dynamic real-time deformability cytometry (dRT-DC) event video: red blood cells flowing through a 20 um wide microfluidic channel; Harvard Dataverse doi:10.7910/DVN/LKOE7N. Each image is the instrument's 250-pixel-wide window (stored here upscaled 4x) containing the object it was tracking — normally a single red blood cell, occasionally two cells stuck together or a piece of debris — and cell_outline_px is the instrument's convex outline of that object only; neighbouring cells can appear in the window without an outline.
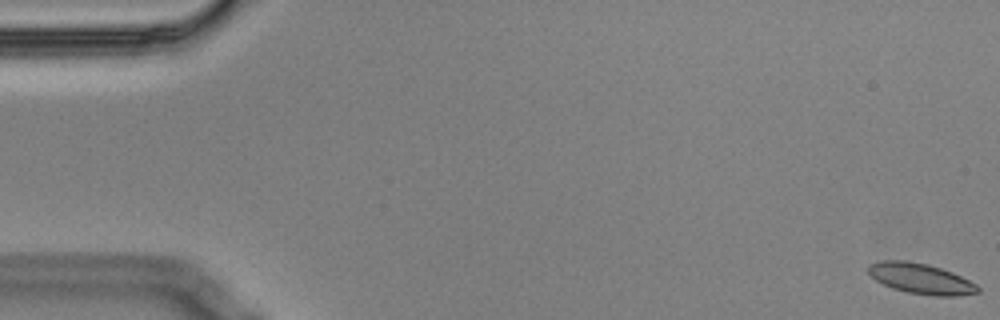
{"species": "Egyptian fruit bat (a non-hibernating species)", "species_latin": "Rousettus aegyptiacus", "temperature_condition": "cold", "stored_images_in_passage": 9, "camera_frame_rate_fps": 3000, "um_per_image_px": 0.085, "animal": {"sex": "male"}, "frame": {"image": 1, "passage_image": 1, "time_ms": 0.0, "image_size_px": [1000, 320], "cell_outline_px": [[980, 292], [956, 296], [932, 296], [908, 292], [892, 288], [876, 280], [868, 272], [868, 264], [880, 260], [904, 260], [928, 264], [952, 272], [976, 284], [980, 288]], "centroid_in_image_um": [78.26, 23.68], "position_along_channel_um": 6.7, "area_um2": 19.42}}
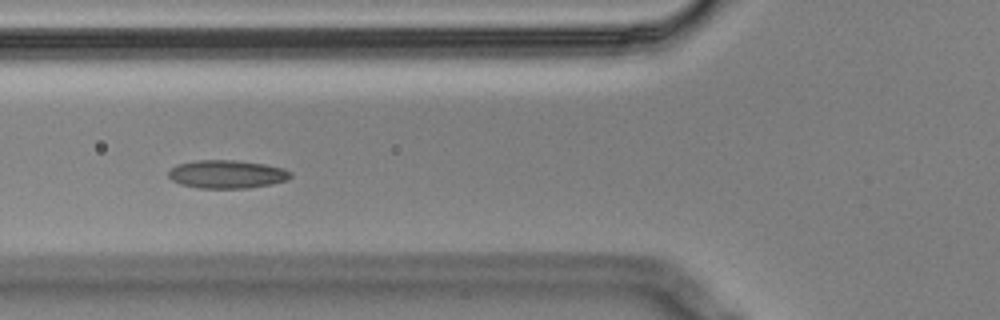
{"frame": {"image": 2, "passage_image": 7, "time_ms": 2.0, "image_size_px": [1000, 320], "cell_outline_px": [[292, 176], [288, 180], [272, 184], [248, 188], [200, 188], [180, 184], [172, 180], [168, 176], [168, 172], [176, 164], [196, 160], [236, 160], [264, 164], [284, 168], [292, 172]], "centroid_in_image_um": [19.31, 14.8], "position_along_channel_um": 106.5, "area_um2": 20.23}}
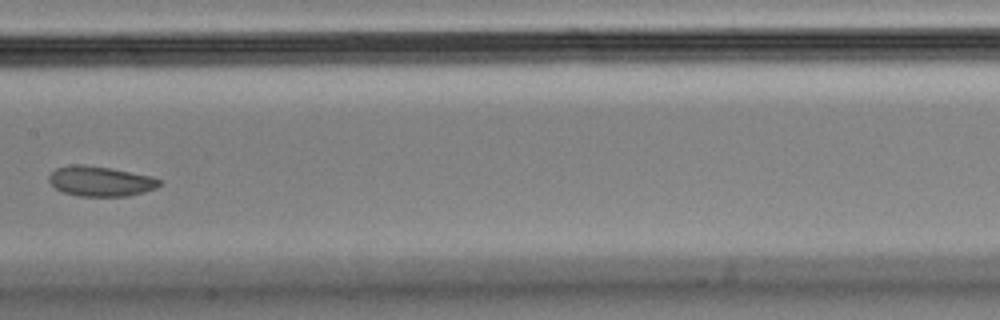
{"frame": {"image": 3, "passage_image": 9, "time_ms": 2.667, "image_size_px": [1000, 320], "cell_outline_px": [[160, 184], [156, 188], [144, 192], [128, 196], [76, 196], [64, 192], [56, 188], [48, 180], [48, 176], [56, 168], [80, 164], [84, 164], [108, 168], [152, 176], [160, 180]], "centroid_in_image_um": [8.54, 15.41], "position_along_channel_um": 198.9, "area_um2": 19.13}}